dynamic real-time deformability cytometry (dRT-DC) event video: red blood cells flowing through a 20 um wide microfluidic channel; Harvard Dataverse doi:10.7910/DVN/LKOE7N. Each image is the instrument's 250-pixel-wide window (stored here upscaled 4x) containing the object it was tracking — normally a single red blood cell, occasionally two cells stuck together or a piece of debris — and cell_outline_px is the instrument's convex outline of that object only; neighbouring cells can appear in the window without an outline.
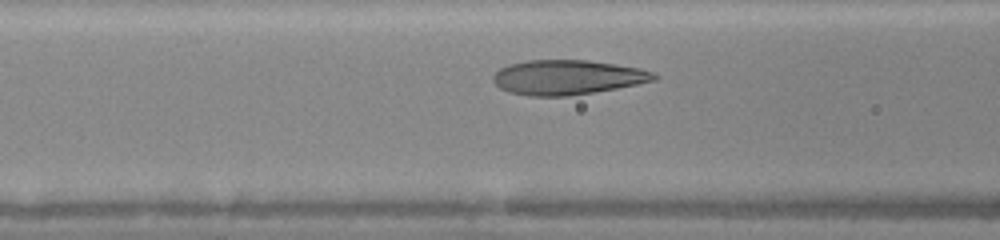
{"species": "human", "species_latin": "Homo sapiens", "temperature_condition": "warm", "stored_images_in_passage": 28, "camera_frame_rate_fps": 3000, "um_per_image_px": 0.085, "donor": {"sex": "female"}, "frame": {"image": 1, "passage_image": 8, "time_ms": 2.333, "image_size_px": [1000, 240], "cell_outline_px": [[660, 76], [656, 80], [616, 88], [568, 96], [528, 96], [508, 92], [500, 88], [492, 80], [492, 76], [500, 68], [508, 64], [528, 60], [588, 60], [616, 64], [640, 68], [652, 72]], "centroid_in_image_um": [48.21, 6.57], "position_along_channel_um": 118.4, "area_um2": 32.54}}
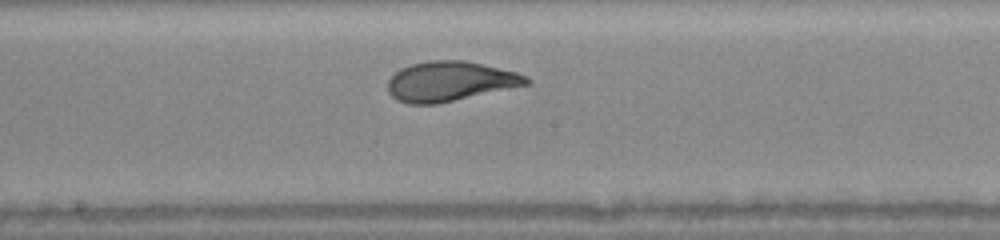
{"frame": {"image": 2, "passage_image": 14, "time_ms": 4.333, "image_size_px": [1000, 240], "cell_outline_px": [[532, 80], [528, 84], [436, 104], [408, 104], [396, 100], [388, 92], [388, 80], [400, 68], [412, 64], [428, 60], [464, 60], [516, 72], [528, 76]], "centroid_in_image_um": [38.22, 6.91], "position_along_channel_um": 210.0, "area_um2": 31.91}}
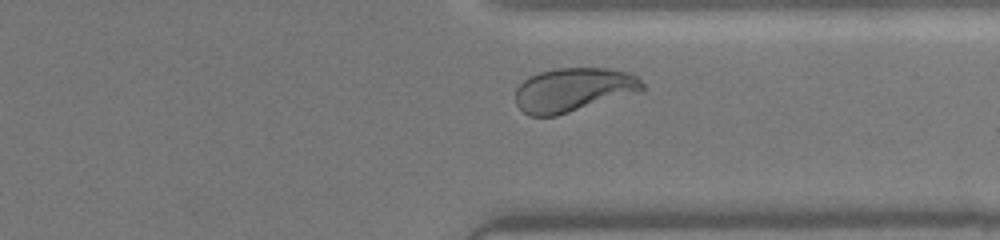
{"frame": {"image": 3, "passage_image": 24, "time_ms": 7.667, "image_size_px": [1000, 240], "cell_outline_px": [[644, 92], [556, 116], [528, 116], [516, 104], [516, 88], [524, 80], [540, 72], [556, 68], [608, 68], [628, 72], [636, 76], [644, 84]], "centroid_in_image_um": [48.79, 7.64], "position_along_channel_um": 362.6, "area_um2": 32.83}}